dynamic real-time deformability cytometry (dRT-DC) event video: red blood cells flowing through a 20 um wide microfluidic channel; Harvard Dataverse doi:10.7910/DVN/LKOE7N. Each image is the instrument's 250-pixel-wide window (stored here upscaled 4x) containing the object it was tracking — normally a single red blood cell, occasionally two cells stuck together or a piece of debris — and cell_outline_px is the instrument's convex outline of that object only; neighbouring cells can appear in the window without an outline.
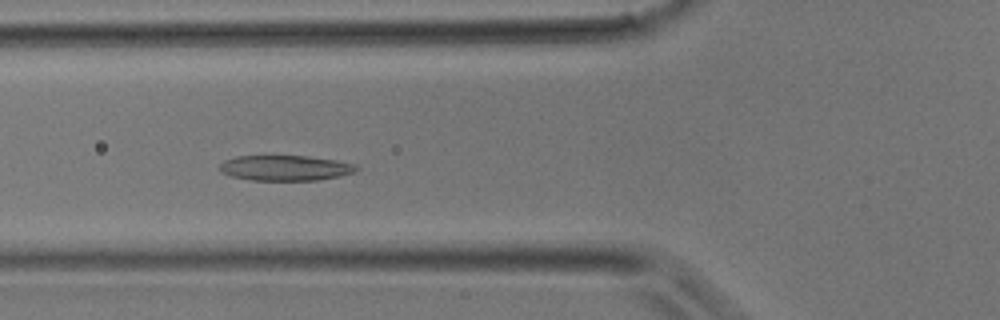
{"species": "common noctule bat (a hibernating species)", "species_latin": "Nyctalus noctula", "temperature_condition": "room temperature", "stored_images_in_passage": 37, "camera_frame_rate_fps": 3000, "um_per_image_px": 0.085, "animal": {"sex": "male", "body_mass_g": 17.9}, "frame": {"image": 1, "passage_image": 14, "time_ms": 4.333, "image_size_px": [1000, 320], "cell_outline_px": [[360, 168], [352, 172], [340, 176], [320, 180], [252, 180], [232, 176], [220, 172], [216, 168], [224, 160], [236, 156], [308, 156], [336, 160], [356, 164]], "centroid_in_image_um": [24.22, 14.27], "position_along_channel_um": 101.6, "area_um2": 20.29}}
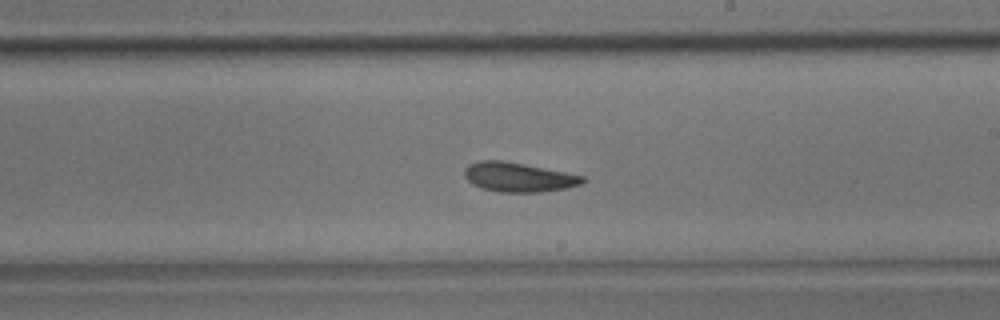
{"frame": {"image": 2, "passage_image": 22, "time_ms": 7.0, "image_size_px": [1000, 320], "cell_outline_px": [[584, 180], [580, 184], [564, 188], [540, 192], [500, 192], [484, 188], [472, 184], [464, 176], [464, 168], [468, 164], [476, 160], [500, 160], [564, 172], [584, 176]], "centroid_in_image_um": [43.99, 15.05], "position_along_channel_um": 245.0, "area_um2": 19.88}}
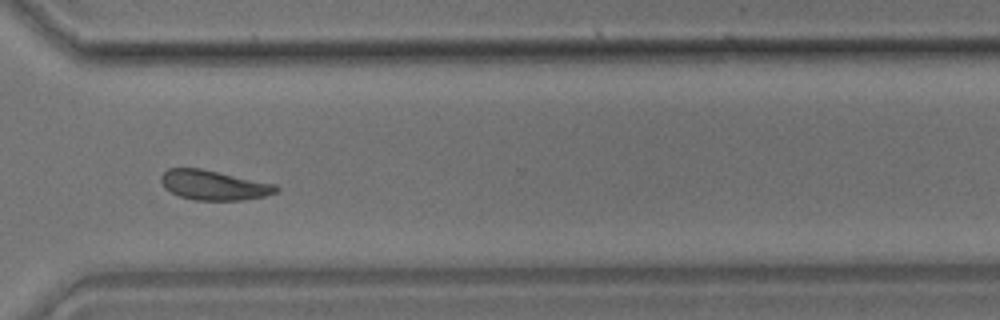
{"frame": {"image": 3, "passage_image": 28, "time_ms": 9.0, "image_size_px": [1000, 320], "cell_outline_px": [[280, 188], [276, 192], [264, 196], [240, 200], [196, 200], [180, 196], [164, 188], [160, 180], [160, 176], [168, 168], [200, 168], [276, 184]], "centroid_in_image_um": [18.16, 15.73], "position_along_channel_um": 352.4, "area_um2": 19.83}}